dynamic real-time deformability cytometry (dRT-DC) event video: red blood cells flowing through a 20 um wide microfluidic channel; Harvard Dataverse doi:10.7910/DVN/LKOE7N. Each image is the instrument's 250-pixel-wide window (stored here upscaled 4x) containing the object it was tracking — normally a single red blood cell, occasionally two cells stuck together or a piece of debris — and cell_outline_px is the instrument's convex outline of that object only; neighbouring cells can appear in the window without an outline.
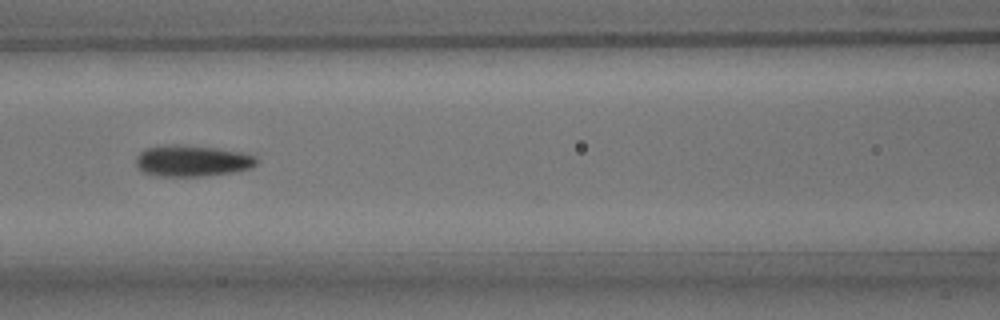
{"species": "common noctule bat (a hibernating species)", "species_latin": "Nyctalus noctula", "temperature_condition": "room temperature", "stored_images_in_passage": 9, "camera_frame_rate_fps": 3000, "um_per_image_px": 0.085, "animal": {"sex": "male", "body_mass_g": 15.6}, "frame": {"image": 1, "passage_image": 7, "time_ms": 7.0, "image_size_px": [1000, 320], "cell_outline_px": [[256, 164], [252, 168], [236, 172], [200, 176], [156, 176], [144, 172], [136, 164], [136, 156], [144, 148], [172, 144], [180, 144], [216, 148], [240, 152], [256, 156]], "centroid_in_image_um": [16.32, 13.67], "position_along_channel_um": 150.3, "area_um2": 22.02}}
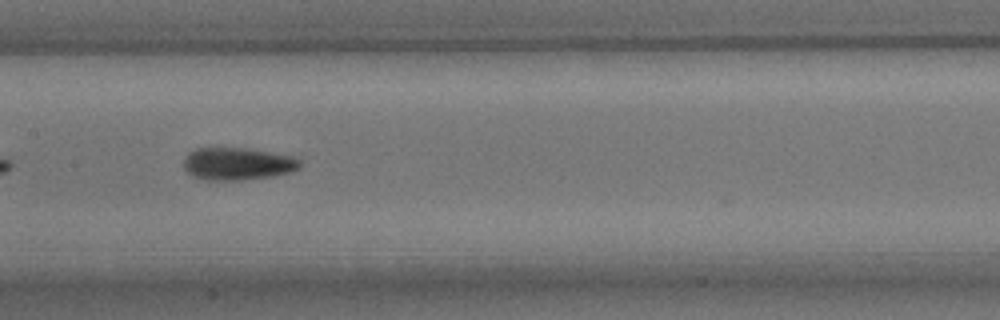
{"frame": {"image": 2, "passage_image": 8, "time_ms": 8.0, "image_size_px": [1000, 320], "cell_outline_px": [[300, 168], [292, 172], [272, 176], [244, 180], [204, 180], [192, 176], [184, 168], [184, 160], [188, 152], [196, 148], [244, 148], [292, 156], [300, 160]], "centroid_in_image_um": [20.18, 13.93], "position_along_channel_um": 187.2, "area_um2": 22.02}}
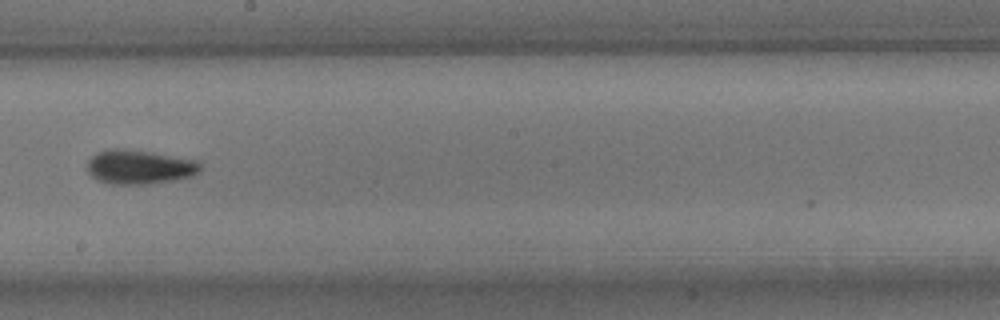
{"frame": {"image": 3, "passage_image": 9, "time_ms": 9.333, "image_size_px": [1000, 320], "cell_outline_px": [[204, 168], [192, 176], [152, 184], [112, 184], [96, 180], [88, 172], [88, 160], [96, 152], [108, 148], [124, 148], [152, 152], [200, 160]], "centroid_in_image_um": [11.88, 14.18], "position_along_channel_um": 236.3, "area_um2": 23.0}}